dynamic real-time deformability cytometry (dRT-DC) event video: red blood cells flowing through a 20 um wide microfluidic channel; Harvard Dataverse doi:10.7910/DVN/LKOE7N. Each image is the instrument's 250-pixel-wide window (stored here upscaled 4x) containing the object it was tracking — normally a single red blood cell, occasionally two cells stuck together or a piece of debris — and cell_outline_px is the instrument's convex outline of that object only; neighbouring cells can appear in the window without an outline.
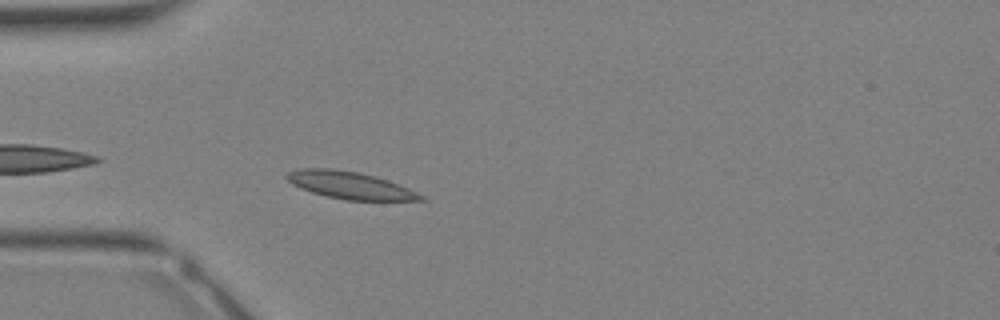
{"species": "Egyptian fruit bat (a non-hibernating species)", "species_latin": "Rousettus aegyptiacus", "temperature_condition": "warm", "stored_images_in_passage": 19, "camera_frame_rate_fps": 3000, "um_per_image_px": 0.085, "animal": {"sex": "female"}, "frame": {"image": 1, "passage_image": 1, "time_ms": 0.0, "image_size_px": [1000, 320], "cell_outline_px": [[428, 200], [344, 200], [312, 192], [300, 188], [292, 184], [284, 176], [288, 172], [304, 168], [332, 168], [356, 172], [376, 176], [388, 180], [408, 188], [424, 196]], "centroid_in_image_um": [29.74, 15.74], "position_along_channel_um": 55.3, "area_um2": 21.1}}
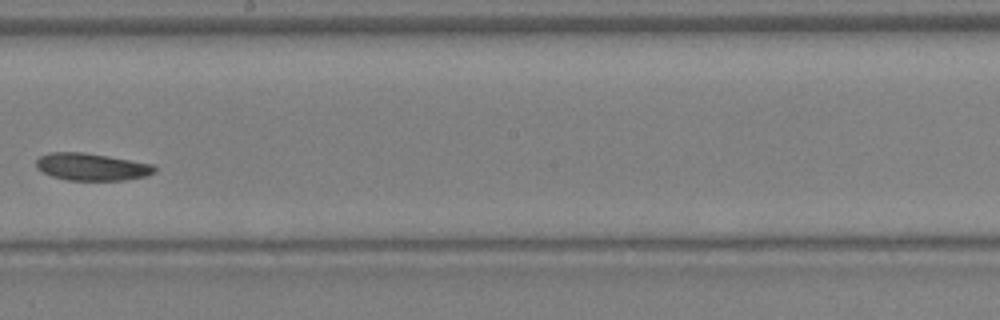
{"frame": {"image": 2, "passage_image": 11, "time_ms": 3.333, "image_size_px": [1000, 320], "cell_outline_px": [[156, 172], [144, 176], [124, 180], [68, 180], [52, 176], [36, 168], [36, 160], [40, 156], [52, 152], [84, 152], [108, 156], [152, 164], [156, 168]], "centroid_in_image_um": [7.78, 14.18], "position_along_channel_um": 240.4, "area_um2": 18.67}}
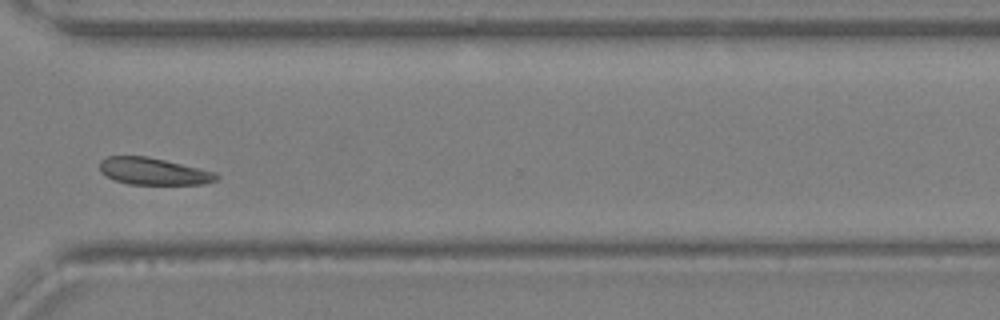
{"frame": {"image": 3, "passage_image": 17, "time_ms": 5.333, "image_size_px": [1000, 320], "cell_outline_px": [[220, 176], [216, 180], [204, 184], [128, 184], [116, 180], [100, 172], [100, 160], [108, 156], [148, 156], [216, 172]], "centroid_in_image_um": [13.05, 14.56], "position_along_channel_um": 357.5, "area_um2": 18.26}}